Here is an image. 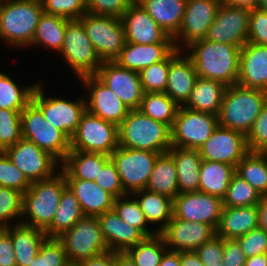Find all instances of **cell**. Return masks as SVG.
Listing matches in <instances>:
<instances>
[{
  "instance_id": "17",
  "label": "cell",
  "mask_w": 267,
  "mask_h": 266,
  "mask_svg": "<svg viewBox=\"0 0 267 266\" xmlns=\"http://www.w3.org/2000/svg\"><path fill=\"white\" fill-rule=\"evenodd\" d=\"M222 209V199L199 191L179 193L173 199L174 218L208 224L215 230Z\"/></svg>"
},
{
  "instance_id": "20",
  "label": "cell",
  "mask_w": 267,
  "mask_h": 266,
  "mask_svg": "<svg viewBox=\"0 0 267 266\" xmlns=\"http://www.w3.org/2000/svg\"><path fill=\"white\" fill-rule=\"evenodd\" d=\"M82 81L91 88L86 110L94 116L119 126L130 109L96 75L82 77Z\"/></svg>"
},
{
  "instance_id": "10",
  "label": "cell",
  "mask_w": 267,
  "mask_h": 266,
  "mask_svg": "<svg viewBox=\"0 0 267 266\" xmlns=\"http://www.w3.org/2000/svg\"><path fill=\"white\" fill-rule=\"evenodd\" d=\"M119 147L118 126L87 110L71 138V150L111 155Z\"/></svg>"
},
{
  "instance_id": "25",
  "label": "cell",
  "mask_w": 267,
  "mask_h": 266,
  "mask_svg": "<svg viewBox=\"0 0 267 266\" xmlns=\"http://www.w3.org/2000/svg\"><path fill=\"white\" fill-rule=\"evenodd\" d=\"M180 50L175 49L169 55V72L165 93L177 104L186 103L198 78L194 63L190 57H179Z\"/></svg>"
},
{
  "instance_id": "12",
  "label": "cell",
  "mask_w": 267,
  "mask_h": 266,
  "mask_svg": "<svg viewBox=\"0 0 267 266\" xmlns=\"http://www.w3.org/2000/svg\"><path fill=\"white\" fill-rule=\"evenodd\" d=\"M60 52L80 78L96 75L102 64L84 26L78 20H70L66 24Z\"/></svg>"
},
{
  "instance_id": "18",
  "label": "cell",
  "mask_w": 267,
  "mask_h": 266,
  "mask_svg": "<svg viewBox=\"0 0 267 266\" xmlns=\"http://www.w3.org/2000/svg\"><path fill=\"white\" fill-rule=\"evenodd\" d=\"M96 76L130 109H138L144 95L139 72L120 66L115 61H102Z\"/></svg>"
},
{
  "instance_id": "31",
  "label": "cell",
  "mask_w": 267,
  "mask_h": 266,
  "mask_svg": "<svg viewBox=\"0 0 267 266\" xmlns=\"http://www.w3.org/2000/svg\"><path fill=\"white\" fill-rule=\"evenodd\" d=\"M174 38L180 30L187 0H136Z\"/></svg>"
},
{
  "instance_id": "27",
  "label": "cell",
  "mask_w": 267,
  "mask_h": 266,
  "mask_svg": "<svg viewBox=\"0 0 267 266\" xmlns=\"http://www.w3.org/2000/svg\"><path fill=\"white\" fill-rule=\"evenodd\" d=\"M67 186L78 199L85 216L98 217L113 209L115 197L95 181L65 179Z\"/></svg>"
},
{
  "instance_id": "35",
  "label": "cell",
  "mask_w": 267,
  "mask_h": 266,
  "mask_svg": "<svg viewBox=\"0 0 267 266\" xmlns=\"http://www.w3.org/2000/svg\"><path fill=\"white\" fill-rule=\"evenodd\" d=\"M146 189L171 199L179 194L175 161L168 152L157 157Z\"/></svg>"
},
{
  "instance_id": "16",
  "label": "cell",
  "mask_w": 267,
  "mask_h": 266,
  "mask_svg": "<svg viewBox=\"0 0 267 266\" xmlns=\"http://www.w3.org/2000/svg\"><path fill=\"white\" fill-rule=\"evenodd\" d=\"M30 182L53 177L57 159L25 138L4 151Z\"/></svg>"
},
{
  "instance_id": "2",
  "label": "cell",
  "mask_w": 267,
  "mask_h": 266,
  "mask_svg": "<svg viewBox=\"0 0 267 266\" xmlns=\"http://www.w3.org/2000/svg\"><path fill=\"white\" fill-rule=\"evenodd\" d=\"M119 146L163 154L172 147L171 128L143 114L130 110L118 126Z\"/></svg>"
},
{
  "instance_id": "63",
  "label": "cell",
  "mask_w": 267,
  "mask_h": 266,
  "mask_svg": "<svg viewBox=\"0 0 267 266\" xmlns=\"http://www.w3.org/2000/svg\"><path fill=\"white\" fill-rule=\"evenodd\" d=\"M159 266H181L180 252L171 250L164 254Z\"/></svg>"
},
{
  "instance_id": "60",
  "label": "cell",
  "mask_w": 267,
  "mask_h": 266,
  "mask_svg": "<svg viewBox=\"0 0 267 266\" xmlns=\"http://www.w3.org/2000/svg\"><path fill=\"white\" fill-rule=\"evenodd\" d=\"M258 228L267 233V196H263L257 205Z\"/></svg>"
},
{
  "instance_id": "42",
  "label": "cell",
  "mask_w": 267,
  "mask_h": 266,
  "mask_svg": "<svg viewBox=\"0 0 267 266\" xmlns=\"http://www.w3.org/2000/svg\"><path fill=\"white\" fill-rule=\"evenodd\" d=\"M262 197L246 180L235 173L222 199L223 207L258 205Z\"/></svg>"
},
{
  "instance_id": "23",
  "label": "cell",
  "mask_w": 267,
  "mask_h": 266,
  "mask_svg": "<svg viewBox=\"0 0 267 266\" xmlns=\"http://www.w3.org/2000/svg\"><path fill=\"white\" fill-rule=\"evenodd\" d=\"M237 84L267 92V46L246 42L241 47Z\"/></svg>"
},
{
  "instance_id": "4",
  "label": "cell",
  "mask_w": 267,
  "mask_h": 266,
  "mask_svg": "<svg viewBox=\"0 0 267 266\" xmlns=\"http://www.w3.org/2000/svg\"><path fill=\"white\" fill-rule=\"evenodd\" d=\"M4 1L0 0V37L16 46L31 44L44 12L41 0Z\"/></svg>"
},
{
  "instance_id": "22",
  "label": "cell",
  "mask_w": 267,
  "mask_h": 266,
  "mask_svg": "<svg viewBox=\"0 0 267 266\" xmlns=\"http://www.w3.org/2000/svg\"><path fill=\"white\" fill-rule=\"evenodd\" d=\"M165 245L174 246L173 251H195L198 247L216 235V230L208 225L172 217L159 233Z\"/></svg>"
},
{
  "instance_id": "65",
  "label": "cell",
  "mask_w": 267,
  "mask_h": 266,
  "mask_svg": "<svg viewBox=\"0 0 267 266\" xmlns=\"http://www.w3.org/2000/svg\"><path fill=\"white\" fill-rule=\"evenodd\" d=\"M244 266H267L266 253L246 258Z\"/></svg>"
},
{
  "instance_id": "56",
  "label": "cell",
  "mask_w": 267,
  "mask_h": 266,
  "mask_svg": "<svg viewBox=\"0 0 267 266\" xmlns=\"http://www.w3.org/2000/svg\"><path fill=\"white\" fill-rule=\"evenodd\" d=\"M195 252L204 266H223V238L217 234L198 247Z\"/></svg>"
},
{
  "instance_id": "26",
  "label": "cell",
  "mask_w": 267,
  "mask_h": 266,
  "mask_svg": "<svg viewBox=\"0 0 267 266\" xmlns=\"http://www.w3.org/2000/svg\"><path fill=\"white\" fill-rule=\"evenodd\" d=\"M175 49V43L134 44L126 42L114 60L120 66L140 72L148 66L165 60Z\"/></svg>"
},
{
  "instance_id": "59",
  "label": "cell",
  "mask_w": 267,
  "mask_h": 266,
  "mask_svg": "<svg viewBox=\"0 0 267 266\" xmlns=\"http://www.w3.org/2000/svg\"><path fill=\"white\" fill-rule=\"evenodd\" d=\"M77 266H115V252L107 251L81 261Z\"/></svg>"
},
{
  "instance_id": "39",
  "label": "cell",
  "mask_w": 267,
  "mask_h": 266,
  "mask_svg": "<svg viewBox=\"0 0 267 266\" xmlns=\"http://www.w3.org/2000/svg\"><path fill=\"white\" fill-rule=\"evenodd\" d=\"M179 105H177L166 93H144L139 110L146 116L168 125H173Z\"/></svg>"
},
{
  "instance_id": "48",
  "label": "cell",
  "mask_w": 267,
  "mask_h": 266,
  "mask_svg": "<svg viewBox=\"0 0 267 266\" xmlns=\"http://www.w3.org/2000/svg\"><path fill=\"white\" fill-rule=\"evenodd\" d=\"M121 199L122 197H118L114 200L113 209L118 216L133 227L140 229L147 237L154 236V232L150 233L145 227L148 221L137 199L131 201Z\"/></svg>"
},
{
  "instance_id": "57",
  "label": "cell",
  "mask_w": 267,
  "mask_h": 266,
  "mask_svg": "<svg viewBox=\"0 0 267 266\" xmlns=\"http://www.w3.org/2000/svg\"><path fill=\"white\" fill-rule=\"evenodd\" d=\"M223 266H244L246 257L235 239H223Z\"/></svg>"
},
{
  "instance_id": "43",
  "label": "cell",
  "mask_w": 267,
  "mask_h": 266,
  "mask_svg": "<svg viewBox=\"0 0 267 266\" xmlns=\"http://www.w3.org/2000/svg\"><path fill=\"white\" fill-rule=\"evenodd\" d=\"M35 87L21 91L7 75L0 73V109L22 111L31 102Z\"/></svg>"
},
{
  "instance_id": "52",
  "label": "cell",
  "mask_w": 267,
  "mask_h": 266,
  "mask_svg": "<svg viewBox=\"0 0 267 266\" xmlns=\"http://www.w3.org/2000/svg\"><path fill=\"white\" fill-rule=\"evenodd\" d=\"M97 185L111 193L115 198L125 197L124 188L115 163L110 158L95 177Z\"/></svg>"
},
{
  "instance_id": "41",
  "label": "cell",
  "mask_w": 267,
  "mask_h": 266,
  "mask_svg": "<svg viewBox=\"0 0 267 266\" xmlns=\"http://www.w3.org/2000/svg\"><path fill=\"white\" fill-rule=\"evenodd\" d=\"M165 246L164 238L156 232L154 236L146 237L126 253L136 266H159L164 253L167 252Z\"/></svg>"
},
{
  "instance_id": "38",
  "label": "cell",
  "mask_w": 267,
  "mask_h": 266,
  "mask_svg": "<svg viewBox=\"0 0 267 266\" xmlns=\"http://www.w3.org/2000/svg\"><path fill=\"white\" fill-rule=\"evenodd\" d=\"M134 193L142 194L137 201L148 222L165 221L157 230V233H160L173 217V199L147 189Z\"/></svg>"
},
{
  "instance_id": "14",
  "label": "cell",
  "mask_w": 267,
  "mask_h": 266,
  "mask_svg": "<svg viewBox=\"0 0 267 266\" xmlns=\"http://www.w3.org/2000/svg\"><path fill=\"white\" fill-rule=\"evenodd\" d=\"M31 101L42 111L44 118L70 140L77 131L82 115L86 112L85 101L73 103L57 98L46 99L39 85H36Z\"/></svg>"
},
{
  "instance_id": "40",
  "label": "cell",
  "mask_w": 267,
  "mask_h": 266,
  "mask_svg": "<svg viewBox=\"0 0 267 266\" xmlns=\"http://www.w3.org/2000/svg\"><path fill=\"white\" fill-rule=\"evenodd\" d=\"M69 19L44 13L39 19L32 43H41L61 51L66 24Z\"/></svg>"
},
{
  "instance_id": "1",
  "label": "cell",
  "mask_w": 267,
  "mask_h": 266,
  "mask_svg": "<svg viewBox=\"0 0 267 266\" xmlns=\"http://www.w3.org/2000/svg\"><path fill=\"white\" fill-rule=\"evenodd\" d=\"M189 57L198 77L219 81L226 86L237 84L241 47L202 39L192 43Z\"/></svg>"
},
{
  "instance_id": "66",
  "label": "cell",
  "mask_w": 267,
  "mask_h": 266,
  "mask_svg": "<svg viewBox=\"0 0 267 266\" xmlns=\"http://www.w3.org/2000/svg\"><path fill=\"white\" fill-rule=\"evenodd\" d=\"M260 8L267 10V0H261Z\"/></svg>"
},
{
  "instance_id": "51",
  "label": "cell",
  "mask_w": 267,
  "mask_h": 266,
  "mask_svg": "<svg viewBox=\"0 0 267 266\" xmlns=\"http://www.w3.org/2000/svg\"><path fill=\"white\" fill-rule=\"evenodd\" d=\"M250 152L267 153V103L246 135Z\"/></svg>"
},
{
  "instance_id": "7",
  "label": "cell",
  "mask_w": 267,
  "mask_h": 266,
  "mask_svg": "<svg viewBox=\"0 0 267 266\" xmlns=\"http://www.w3.org/2000/svg\"><path fill=\"white\" fill-rule=\"evenodd\" d=\"M57 239L62 243L71 265L109 251L97 217L84 216Z\"/></svg>"
},
{
  "instance_id": "37",
  "label": "cell",
  "mask_w": 267,
  "mask_h": 266,
  "mask_svg": "<svg viewBox=\"0 0 267 266\" xmlns=\"http://www.w3.org/2000/svg\"><path fill=\"white\" fill-rule=\"evenodd\" d=\"M235 173L262 196H267V153L249 151L238 162Z\"/></svg>"
},
{
  "instance_id": "11",
  "label": "cell",
  "mask_w": 267,
  "mask_h": 266,
  "mask_svg": "<svg viewBox=\"0 0 267 266\" xmlns=\"http://www.w3.org/2000/svg\"><path fill=\"white\" fill-rule=\"evenodd\" d=\"M159 153L148 150L118 147L110 158L115 163L124 192L146 189Z\"/></svg>"
},
{
  "instance_id": "47",
  "label": "cell",
  "mask_w": 267,
  "mask_h": 266,
  "mask_svg": "<svg viewBox=\"0 0 267 266\" xmlns=\"http://www.w3.org/2000/svg\"><path fill=\"white\" fill-rule=\"evenodd\" d=\"M31 182L16 167L4 151H0V186L17 190L24 194Z\"/></svg>"
},
{
  "instance_id": "46",
  "label": "cell",
  "mask_w": 267,
  "mask_h": 266,
  "mask_svg": "<svg viewBox=\"0 0 267 266\" xmlns=\"http://www.w3.org/2000/svg\"><path fill=\"white\" fill-rule=\"evenodd\" d=\"M169 72V56L160 62L154 63L139 72L144 93H165Z\"/></svg>"
},
{
  "instance_id": "50",
  "label": "cell",
  "mask_w": 267,
  "mask_h": 266,
  "mask_svg": "<svg viewBox=\"0 0 267 266\" xmlns=\"http://www.w3.org/2000/svg\"><path fill=\"white\" fill-rule=\"evenodd\" d=\"M22 204L21 192L0 186V229L8 227L7 220L23 215Z\"/></svg>"
},
{
  "instance_id": "32",
  "label": "cell",
  "mask_w": 267,
  "mask_h": 266,
  "mask_svg": "<svg viewBox=\"0 0 267 266\" xmlns=\"http://www.w3.org/2000/svg\"><path fill=\"white\" fill-rule=\"evenodd\" d=\"M109 159L110 156L103 153L70 150L62 163V173L65 179L95 181V177Z\"/></svg>"
},
{
  "instance_id": "62",
  "label": "cell",
  "mask_w": 267,
  "mask_h": 266,
  "mask_svg": "<svg viewBox=\"0 0 267 266\" xmlns=\"http://www.w3.org/2000/svg\"><path fill=\"white\" fill-rule=\"evenodd\" d=\"M223 4L252 10L260 8L261 0H221Z\"/></svg>"
},
{
  "instance_id": "15",
  "label": "cell",
  "mask_w": 267,
  "mask_h": 266,
  "mask_svg": "<svg viewBox=\"0 0 267 266\" xmlns=\"http://www.w3.org/2000/svg\"><path fill=\"white\" fill-rule=\"evenodd\" d=\"M198 150L202 160L221 162L235 168L249 152L245 134L220 125Z\"/></svg>"
},
{
  "instance_id": "64",
  "label": "cell",
  "mask_w": 267,
  "mask_h": 266,
  "mask_svg": "<svg viewBox=\"0 0 267 266\" xmlns=\"http://www.w3.org/2000/svg\"><path fill=\"white\" fill-rule=\"evenodd\" d=\"M115 266H136V264L126 252H115Z\"/></svg>"
},
{
  "instance_id": "19",
  "label": "cell",
  "mask_w": 267,
  "mask_h": 266,
  "mask_svg": "<svg viewBox=\"0 0 267 266\" xmlns=\"http://www.w3.org/2000/svg\"><path fill=\"white\" fill-rule=\"evenodd\" d=\"M126 42L134 44L174 43L146 10L135 1L121 16Z\"/></svg>"
},
{
  "instance_id": "33",
  "label": "cell",
  "mask_w": 267,
  "mask_h": 266,
  "mask_svg": "<svg viewBox=\"0 0 267 266\" xmlns=\"http://www.w3.org/2000/svg\"><path fill=\"white\" fill-rule=\"evenodd\" d=\"M227 86L219 81L198 77L191 91L186 108L219 115Z\"/></svg>"
},
{
  "instance_id": "61",
  "label": "cell",
  "mask_w": 267,
  "mask_h": 266,
  "mask_svg": "<svg viewBox=\"0 0 267 266\" xmlns=\"http://www.w3.org/2000/svg\"><path fill=\"white\" fill-rule=\"evenodd\" d=\"M180 264L181 266H204L195 251H181Z\"/></svg>"
},
{
  "instance_id": "9",
  "label": "cell",
  "mask_w": 267,
  "mask_h": 266,
  "mask_svg": "<svg viewBox=\"0 0 267 266\" xmlns=\"http://www.w3.org/2000/svg\"><path fill=\"white\" fill-rule=\"evenodd\" d=\"M181 106L171 127L172 146L198 150L218 127V115Z\"/></svg>"
},
{
  "instance_id": "55",
  "label": "cell",
  "mask_w": 267,
  "mask_h": 266,
  "mask_svg": "<svg viewBox=\"0 0 267 266\" xmlns=\"http://www.w3.org/2000/svg\"><path fill=\"white\" fill-rule=\"evenodd\" d=\"M247 42L267 46V10H250L249 33Z\"/></svg>"
},
{
  "instance_id": "30",
  "label": "cell",
  "mask_w": 267,
  "mask_h": 266,
  "mask_svg": "<svg viewBox=\"0 0 267 266\" xmlns=\"http://www.w3.org/2000/svg\"><path fill=\"white\" fill-rule=\"evenodd\" d=\"M5 230L10 234L13 242L17 266H30L47 238L45 231L21 222L15 225L12 231L9 226Z\"/></svg>"
},
{
  "instance_id": "28",
  "label": "cell",
  "mask_w": 267,
  "mask_h": 266,
  "mask_svg": "<svg viewBox=\"0 0 267 266\" xmlns=\"http://www.w3.org/2000/svg\"><path fill=\"white\" fill-rule=\"evenodd\" d=\"M258 228L257 205L223 207L216 234L223 239H236Z\"/></svg>"
},
{
  "instance_id": "3",
  "label": "cell",
  "mask_w": 267,
  "mask_h": 266,
  "mask_svg": "<svg viewBox=\"0 0 267 266\" xmlns=\"http://www.w3.org/2000/svg\"><path fill=\"white\" fill-rule=\"evenodd\" d=\"M266 103L267 92L263 90L239 84L227 86L218 115L219 125L247 135Z\"/></svg>"
},
{
  "instance_id": "44",
  "label": "cell",
  "mask_w": 267,
  "mask_h": 266,
  "mask_svg": "<svg viewBox=\"0 0 267 266\" xmlns=\"http://www.w3.org/2000/svg\"><path fill=\"white\" fill-rule=\"evenodd\" d=\"M21 139V111L0 109V151H5Z\"/></svg>"
},
{
  "instance_id": "58",
  "label": "cell",
  "mask_w": 267,
  "mask_h": 266,
  "mask_svg": "<svg viewBox=\"0 0 267 266\" xmlns=\"http://www.w3.org/2000/svg\"><path fill=\"white\" fill-rule=\"evenodd\" d=\"M0 266H17L13 242L5 229H0Z\"/></svg>"
},
{
  "instance_id": "36",
  "label": "cell",
  "mask_w": 267,
  "mask_h": 266,
  "mask_svg": "<svg viewBox=\"0 0 267 266\" xmlns=\"http://www.w3.org/2000/svg\"><path fill=\"white\" fill-rule=\"evenodd\" d=\"M84 216L78 199L67 186L61 195L54 219L45 230L47 238L59 237L62 233L71 229Z\"/></svg>"
},
{
  "instance_id": "54",
  "label": "cell",
  "mask_w": 267,
  "mask_h": 266,
  "mask_svg": "<svg viewBox=\"0 0 267 266\" xmlns=\"http://www.w3.org/2000/svg\"><path fill=\"white\" fill-rule=\"evenodd\" d=\"M136 0H87V12L121 18Z\"/></svg>"
},
{
  "instance_id": "45",
  "label": "cell",
  "mask_w": 267,
  "mask_h": 266,
  "mask_svg": "<svg viewBox=\"0 0 267 266\" xmlns=\"http://www.w3.org/2000/svg\"><path fill=\"white\" fill-rule=\"evenodd\" d=\"M30 266H71L62 243L57 238H46Z\"/></svg>"
},
{
  "instance_id": "53",
  "label": "cell",
  "mask_w": 267,
  "mask_h": 266,
  "mask_svg": "<svg viewBox=\"0 0 267 266\" xmlns=\"http://www.w3.org/2000/svg\"><path fill=\"white\" fill-rule=\"evenodd\" d=\"M246 258L267 253V233L260 228L235 239Z\"/></svg>"
},
{
  "instance_id": "24",
  "label": "cell",
  "mask_w": 267,
  "mask_h": 266,
  "mask_svg": "<svg viewBox=\"0 0 267 266\" xmlns=\"http://www.w3.org/2000/svg\"><path fill=\"white\" fill-rule=\"evenodd\" d=\"M97 218L109 251L126 252L147 237L140 229L123 221L114 209Z\"/></svg>"
},
{
  "instance_id": "13",
  "label": "cell",
  "mask_w": 267,
  "mask_h": 266,
  "mask_svg": "<svg viewBox=\"0 0 267 266\" xmlns=\"http://www.w3.org/2000/svg\"><path fill=\"white\" fill-rule=\"evenodd\" d=\"M250 10L221 3L204 39L242 47L248 40Z\"/></svg>"
},
{
  "instance_id": "5",
  "label": "cell",
  "mask_w": 267,
  "mask_h": 266,
  "mask_svg": "<svg viewBox=\"0 0 267 266\" xmlns=\"http://www.w3.org/2000/svg\"><path fill=\"white\" fill-rule=\"evenodd\" d=\"M67 187L64 174L46 180L31 182L23 194L22 213L28 214L31 221L22 222L45 231L52 223L63 190Z\"/></svg>"
},
{
  "instance_id": "29",
  "label": "cell",
  "mask_w": 267,
  "mask_h": 266,
  "mask_svg": "<svg viewBox=\"0 0 267 266\" xmlns=\"http://www.w3.org/2000/svg\"><path fill=\"white\" fill-rule=\"evenodd\" d=\"M167 152L175 161L179 193L197 192L202 163L199 150L172 146Z\"/></svg>"
},
{
  "instance_id": "6",
  "label": "cell",
  "mask_w": 267,
  "mask_h": 266,
  "mask_svg": "<svg viewBox=\"0 0 267 266\" xmlns=\"http://www.w3.org/2000/svg\"><path fill=\"white\" fill-rule=\"evenodd\" d=\"M21 127L22 138L32 141L61 162L66 159L71 140L52 126L32 101L21 111Z\"/></svg>"
},
{
  "instance_id": "21",
  "label": "cell",
  "mask_w": 267,
  "mask_h": 266,
  "mask_svg": "<svg viewBox=\"0 0 267 266\" xmlns=\"http://www.w3.org/2000/svg\"><path fill=\"white\" fill-rule=\"evenodd\" d=\"M221 3V0H187L180 30L173 41L180 35L184 37L185 44L190 46L204 39Z\"/></svg>"
},
{
  "instance_id": "8",
  "label": "cell",
  "mask_w": 267,
  "mask_h": 266,
  "mask_svg": "<svg viewBox=\"0 0 267 266\" xmlns=\"http://www.w3.org/2000/svg\"><path fill=\"white\" fill-rule=\"evenodd\" d=\"M78 21L101 61H114L120 55L126 43L121 18L86 12Z\"/></svg>"
},
{
  "instance_id": "49",
  "label": "cell",
  "mask_w": 267,
  "mask_h": 266,
  "mask_svg": "<svg viewBox=\"0 0 267 266\" xmlns=\"http://www.w3.org/2000/svg\"><path fill=\"white\" fill-rule=\"evenodd\" d=\"M44 13L79 20L87 12V0H41Z\"/></svg>"
},
{
  "instance_id": "34",
  "label": "cell",
  "mask_w": 267,
  "mask_h": 266,
  "mask_svg": "<svg viewBox=\"0 0 267 266\" xmlns=\"http://www.w3.org/2000/svg\"><path fill=\"white\" fill-rule=\"evenodd\" d=\"M234 174L232 165L202 160L198 191L223 199Z\"/></svg>"
}]
</instances>
